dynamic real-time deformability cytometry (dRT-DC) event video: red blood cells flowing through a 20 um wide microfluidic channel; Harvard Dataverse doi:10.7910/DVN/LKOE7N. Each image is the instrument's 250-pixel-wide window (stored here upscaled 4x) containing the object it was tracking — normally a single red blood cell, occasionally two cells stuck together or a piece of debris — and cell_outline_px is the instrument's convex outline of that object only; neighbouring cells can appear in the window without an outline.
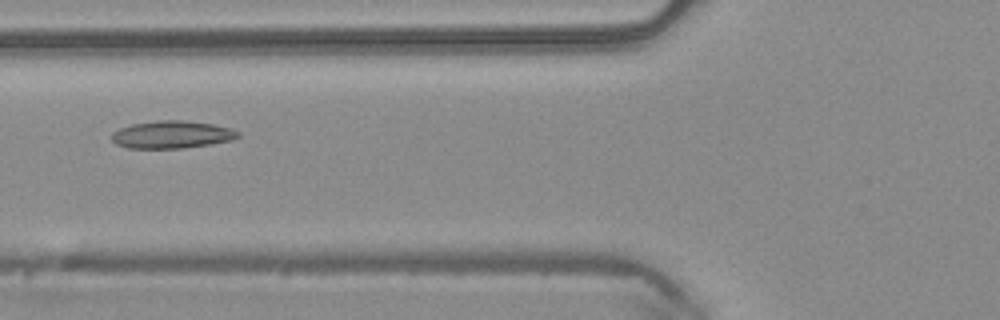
{"species": "common noctule bat (a hibernating species)", "species_latin": "Nyctalus noctula", "temperature_condition": "warm", "stored_images_in_passage": 6, "camera_frame_rate_fps": 3000, "um_per_image_px": 0.085, "animal": {"sex": "male", "body_mass_g": 20.4}, "frame": {"image": 1, "passage_image": 6, "time_ms": 1.667, "image_size_px": [1000, 320], "cell_outline_px": [[240, 136], [232, 140], [184, 148], [128, 148], [116, 144], [112, 140], [112, 132], [120, 128], [132, 124], [160, 120], [180, 120], [212, 124], [232, 128], [240, 132]], "centroid_in_image_um": [14.61, 11.44], "position_along_channel_um": 111.2, "area_um2": 20.17}}